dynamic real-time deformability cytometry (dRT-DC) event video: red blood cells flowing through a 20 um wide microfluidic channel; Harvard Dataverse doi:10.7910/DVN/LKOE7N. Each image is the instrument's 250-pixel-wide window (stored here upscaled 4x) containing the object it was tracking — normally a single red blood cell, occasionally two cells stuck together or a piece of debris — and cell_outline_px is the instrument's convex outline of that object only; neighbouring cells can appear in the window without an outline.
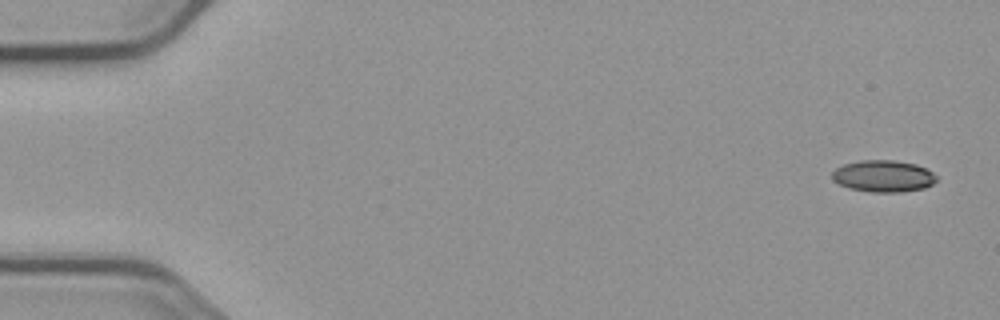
{"species": "common noctule bat (a hibernating species)", "species_latin": "Nyctalus noctula", "temperature_condition": "cold", "stored_images_in_passage": 5, "camera_frame_rate_fps": 3000, "um_per_image_px": 0.085, "animal": {"sex": "male", "body_mass_g": 23.1, "forearm_length_mm": 52.7}, "frame": {"image": 1, "passage_image": 1, "time_ms": 0.0, "image_size_px": [1000, 320], "cell_outline_px": [[936, 180], [932, 184], [924, 188], [900, 192], [872, 192], [852, 188], [840, 184], [832, 180], [832, 172], [836, 168], [844, 164], [860, 160], [892, 160], [916, 164], [932, 172], [936, 176]], "centroid_in_image_um": [75.08, 14.96], "position_along_channel_um": 9.9, "area_um2": 19.13}}
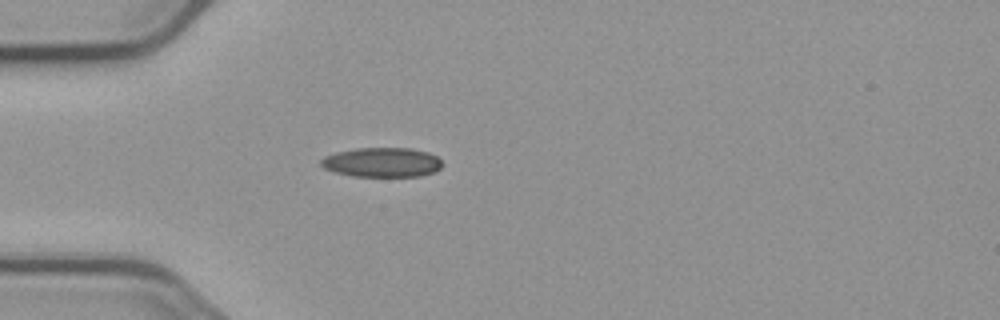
{"frame": {"image": 2, "passage_image": 5, "time_ms": 4.667, "image_size_px": [1000, 320], "cell_outline_px": [[444, 164], [440, 168], [432, 172], [420, 176], [352, 176], [336, 172], [324, 168], [320, 164], [320, 160], [324, 156], [336, 152], [356, 148], [412, 148], [428, 152], [436, 156]], "centroid_in_image_um": [32.46, 13.79], "position_along_channel_um": 52.5, "area_um2": 20.87}}